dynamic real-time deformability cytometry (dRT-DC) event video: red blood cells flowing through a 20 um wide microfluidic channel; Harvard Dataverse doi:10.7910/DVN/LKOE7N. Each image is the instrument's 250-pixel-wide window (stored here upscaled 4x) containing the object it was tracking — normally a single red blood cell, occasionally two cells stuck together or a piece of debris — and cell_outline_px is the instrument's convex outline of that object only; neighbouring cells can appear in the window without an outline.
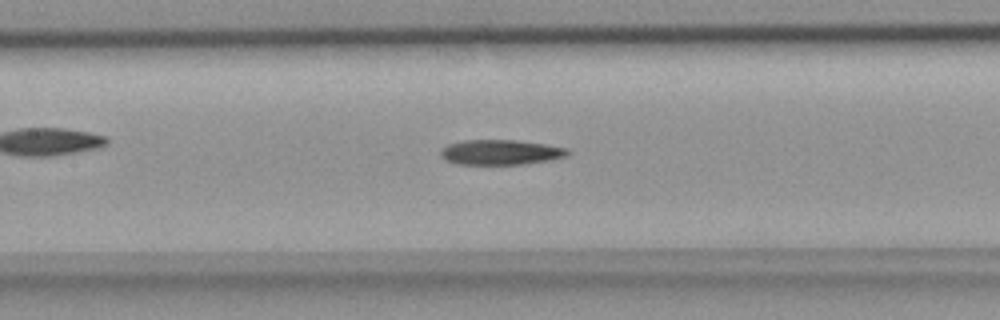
{"species": "common noctule bat (a hibernating species)", "species_latin": "Nyctalus noctula", "temperature_condition": "room temperature", "stored_images_in_passage": 47, "camera_frame_rate_fps": 3000, "um_per_image_px": 0.085, "animal": {"sex": "female", "body_mass_g": 18.4}, "frame": {"image": 1, "passage_image": 21, "time_ms": 6.667, "image_size_px": [1000, 320], "cell_outline_px": [[568, 156], [552, 160], [520, 164], [456, 164], [444, 160], [440, 156], [440, 152], [448, 144], [464, 140], [516, 140], [544, 144], [568, 148]], "centroid_in_image_um": [42.55, 12.94], "position_along_channel_um": 164.9, "area_um2": 18.55}}
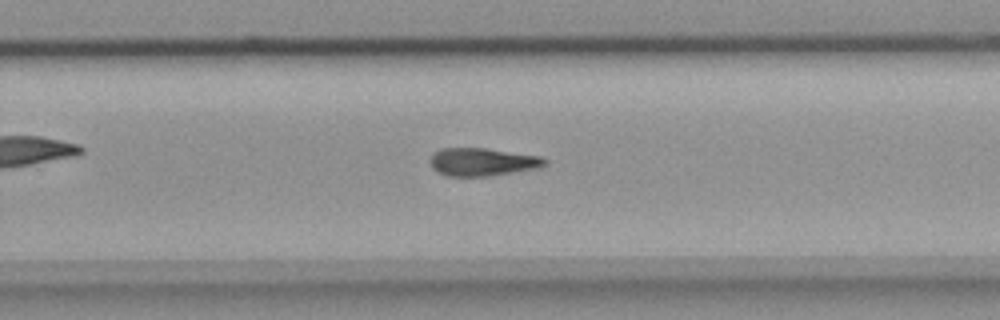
{"frame": {"image": 2, "passage_image": 30, "time_ms": 9.667, "image_size_px": [1000, 320], "cell_outline_px": [[548, 164], [540, 168], [488, 176], [448, 176], [432, 168], [428, 160], [436, 152], [444, 148], [488, 148], [540, 156], [548, 160]], "centroid_in_image_um": [41.05, 13.76], "position_along_channel_um": 288.7, "area_um2": 18.73}}
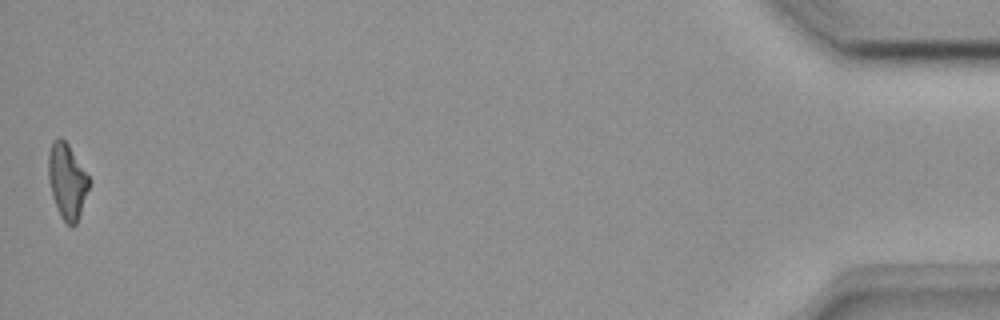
{"frame": {"image": 3, "passage_image": 47, "time_ms": 15.333, "image_size_px": [1000, 320], "cell_outline_px": [[88, 188], [76, 224], [72, 228], [60, 216], [52, 192], [48, 176], [48, 152], [52, 140], [56, 136], [60, 136], [68, 144], [88, 176]], "centroid_in_image_um": [5.67, 15.34], "position_along_channel_um": 429.5, "area_um2": 17.4}}